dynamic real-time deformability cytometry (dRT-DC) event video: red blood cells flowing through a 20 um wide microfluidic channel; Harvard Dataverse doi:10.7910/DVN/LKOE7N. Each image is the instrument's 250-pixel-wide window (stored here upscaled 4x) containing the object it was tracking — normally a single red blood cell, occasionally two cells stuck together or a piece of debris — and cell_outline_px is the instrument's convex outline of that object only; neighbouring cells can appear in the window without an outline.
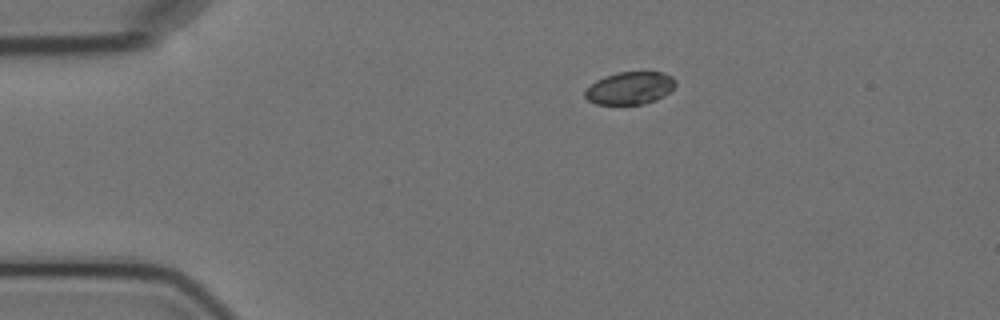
{"species": "Egyptian fruit bat (a non-hibernating species)", "species_latin": "Rousettus aegyptiacus", "temperature_condition": "cold", "stored_images_in_passage": 2, "camera_frame_rate_fps": 3000, "um_per_image_px": 0.085, "animal": {"sex": "female"}, "frame": {"image": 1, "passage_image": 1, "time_ms": 0.0, "image_size_px": [1000, 320], "cell_outline_px": [[676, 84], [664, 96], [656, 100], [644, 104], [596, 104], [588, 100], [584, 96], [584, 92], [596, 80], [604, 76], [620, 72], [664, 72], [672, 76], [676, 80]], "centroid_in_image_um": [53.55, 7.48], "position_along_channel_um": 31.4, "area_um2": 17.17}}